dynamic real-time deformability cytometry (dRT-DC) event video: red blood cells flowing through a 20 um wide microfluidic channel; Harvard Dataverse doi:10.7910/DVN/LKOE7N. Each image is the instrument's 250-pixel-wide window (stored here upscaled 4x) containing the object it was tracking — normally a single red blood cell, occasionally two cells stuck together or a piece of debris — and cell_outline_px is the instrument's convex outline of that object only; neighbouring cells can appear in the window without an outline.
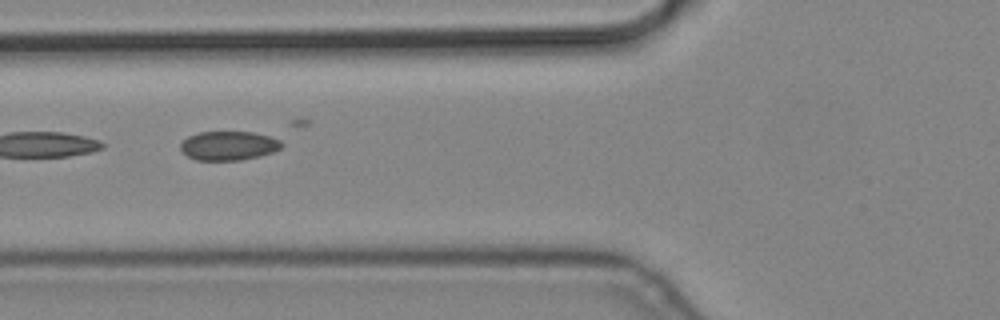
{"species": "common noctule bat (a hibernating species)", "species_latin": "Nyctalus noctula", "temperature_condition": "cold", "stored_images_in_passage": 11, "camera_frame_rate_fps": 3000, "um_per_image_px": 0.085, "animal": {"sex": "male", "body_mass_g": 19.2, "forearm_length_mm": 51.8}, "frame": {"image": 1, "passage_image": 6, "time_ms": 1.667, "image_size_px": [1000, 320], "cell_outline_px": [[284, 144], [280, 148], [272, 152], [260, 156], [240, 160], [196, 160], [188, 156], [180, 148], [180, 144], [188, 136], [200, 132], [252, 132], [268, 136], [280, 140]], "centroid_in_image_um": [19.43, 12.38], "position_along_channel_um": 106.4, "area_um2": 16.99}}
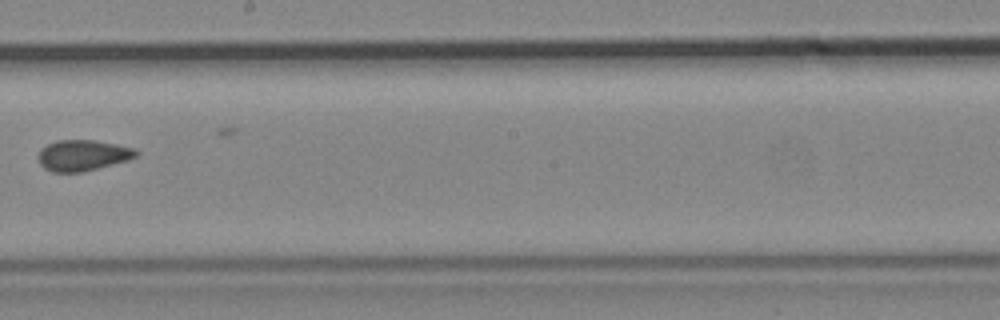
{"frame": {"image": 2, "passage_image": 9, "time_ms": 2.667, "image_size_px": [1000, 320], "cell_outline_px": [[140, 152], [136, 156], [128, 160], [80, 172], [52, 172], [44, 168], [40, 164], [40, 148], [56, 140], [96, 140], [136, 148]], "centroid_in_image_um": [7.06, 13.19], "position_along_channel_um": 241.1, "area_um2": 17.51}}
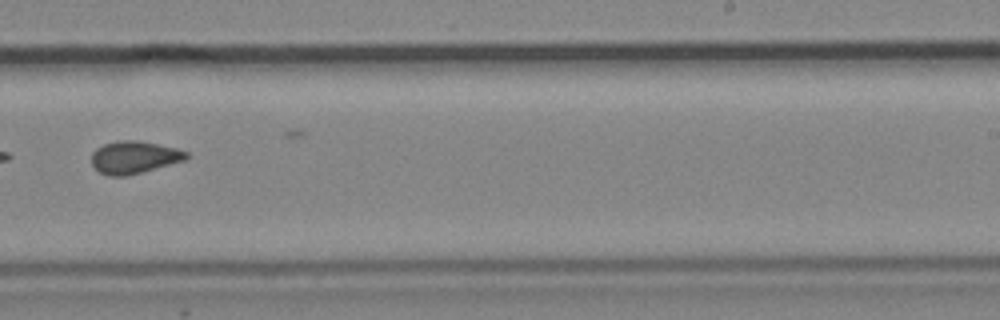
{"frame": {"image": 3, "passage_image": 10, "time_ms": 3.0, "image_size_px": [1000, 320], "cell_outline_px": [[188, 156], [184, 160], [140, 172], [124, 176], [108, 176], [100, 172], [92, 164], [92, 152], [96, 148], [104, 144], [120, 140], [136, 140], [176, 148], [188, 152]], "centroid_in_image_um": [11.37, 13.36], "position_along_channel_um": 277.6, "area_um2": 17.57}}